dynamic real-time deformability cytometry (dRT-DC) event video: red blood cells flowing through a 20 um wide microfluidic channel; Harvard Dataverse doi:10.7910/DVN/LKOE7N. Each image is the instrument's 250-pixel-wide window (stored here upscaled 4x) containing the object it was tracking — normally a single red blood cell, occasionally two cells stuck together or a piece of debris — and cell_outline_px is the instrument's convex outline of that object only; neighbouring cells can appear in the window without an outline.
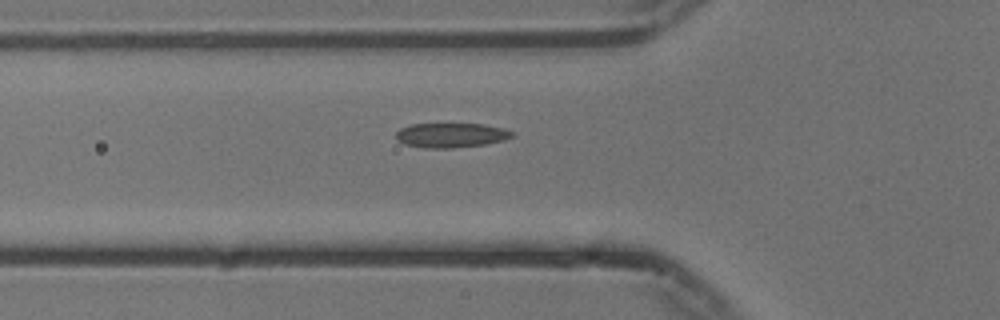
{"species": "common noctule bat (a hibernating species)", "species_latin": "Nyctalus noctula", "temperature_condition": "cold", "stored_images_in_passage": 39, "segment_of_instrument_passage": [1, 2], "camera_frame_rate_fps": 3000, "um_per_image_px": 0.085, "animal": {"sex": "male", "body_mass_g": 13.3}, "frame": {"image": 1, "passage_image": 2, "time_ms": 0.333, "image_size_px": [1000, 320], "cell_outline_px": [[516, 132], [512, 136], [500, 140], [484, 144], [448, 148], [428, 148], [404, 144], [396, 140], [396, 132], [400, 128], [408, 124], [484, 124], [504, 128]], "centroid_in_image_um": [38.3, 11.48], "position_along_channel_um": 87.5, "area_um2": 16.53}}
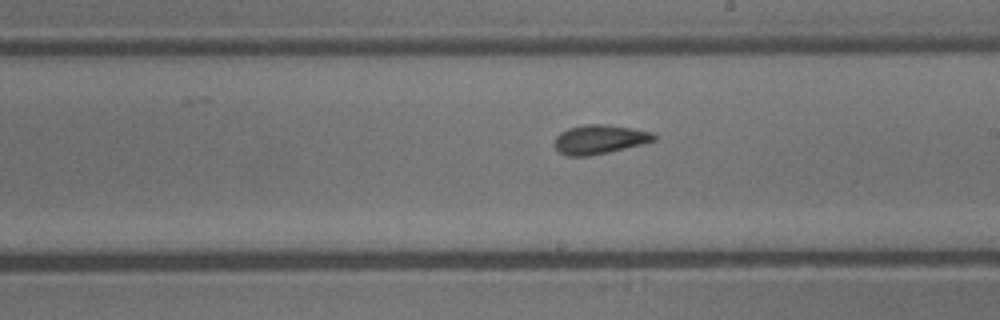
{"frame": {"image": 2, "passage_image": 14, "time_ms": 4.333, "image_size_px": [1000, 320], "cell_outline_px": [[656, 140], [608, 152], [588, 156], [568, 156], [560, 152], [552, 144], [556, 136], [560, 132], [568, 128], [584, 124], [608, 124], [652, 132], [656, 136]], "centroid_in_image_um": [50.91, 11.84], "position_along_channel_um": 238.1, "area_um2": 16.82}}
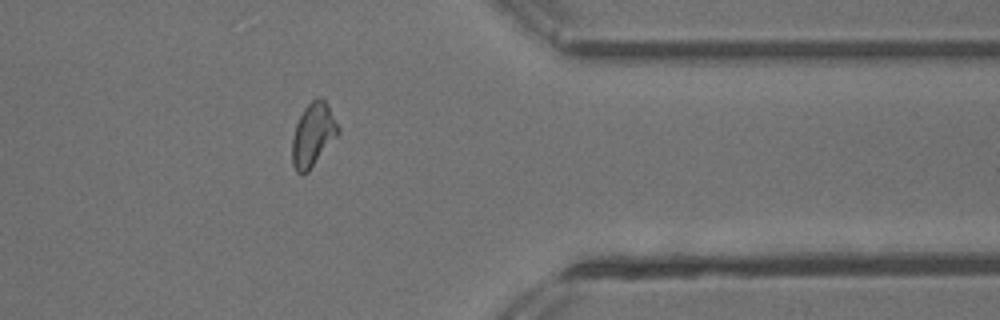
{"frame": {"image": 3, "passage_image": 27, "time_ms": 8.667, "image_size_px": [1000, 320], "cell_outline_px": [[340, 132], [308, 172], [304, 176], [296, 172], [292, 164], [292, 136], [296, 124], [304, 108], [316, 96], [320, 96], [324, 100], [340, 128]], "centroid_in_image_um": [26.59, 11.48], "position_along_channel_um": 384.8, "area_um2": 16.99}}